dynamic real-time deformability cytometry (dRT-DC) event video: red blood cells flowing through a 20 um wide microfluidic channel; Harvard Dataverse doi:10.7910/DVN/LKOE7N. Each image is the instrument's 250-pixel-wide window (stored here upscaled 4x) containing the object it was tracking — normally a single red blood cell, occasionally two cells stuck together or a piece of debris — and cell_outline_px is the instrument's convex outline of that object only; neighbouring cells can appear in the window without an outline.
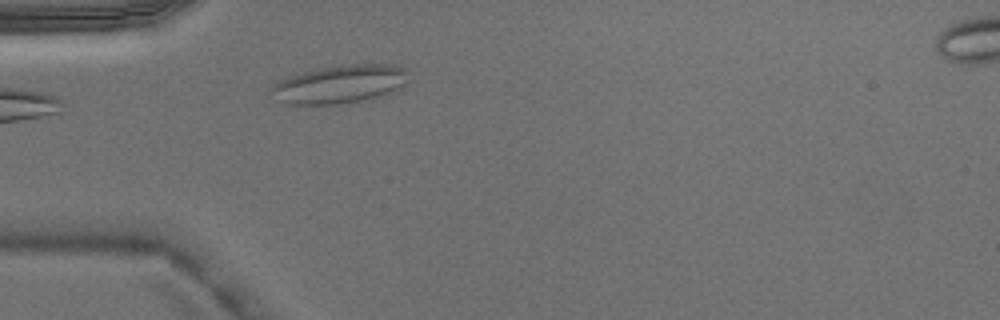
{"species": "Egyptian fruit bat (a non-hibernating species)", "species_latin": "Rousettus aegyptiacus", "temperature_condition": "warm", "stored_images_in_passage": 3, "camera_frame_rate_fps": 3000, "um_per_image_px": 0.085, "animal": {"sex": "male"}, "frame": {"image": 1, "passage_image": 2, "time_ms": 0.333, "image_size_px": [1000, 320], "cell_outline_px": [[404, 72], [400, 84], [396, 88], [384, 96], [336, 104], [284, 104], [268, 96], [268, 92], [272, 84], [280, 80], [304, 72], [320, 68], [348, 64], [392, 64], [404, 68]], "centroid_in_image_um": [28.72, 7.17], "position_along_channel_um": 56.3, "area_um2": 30.06}}